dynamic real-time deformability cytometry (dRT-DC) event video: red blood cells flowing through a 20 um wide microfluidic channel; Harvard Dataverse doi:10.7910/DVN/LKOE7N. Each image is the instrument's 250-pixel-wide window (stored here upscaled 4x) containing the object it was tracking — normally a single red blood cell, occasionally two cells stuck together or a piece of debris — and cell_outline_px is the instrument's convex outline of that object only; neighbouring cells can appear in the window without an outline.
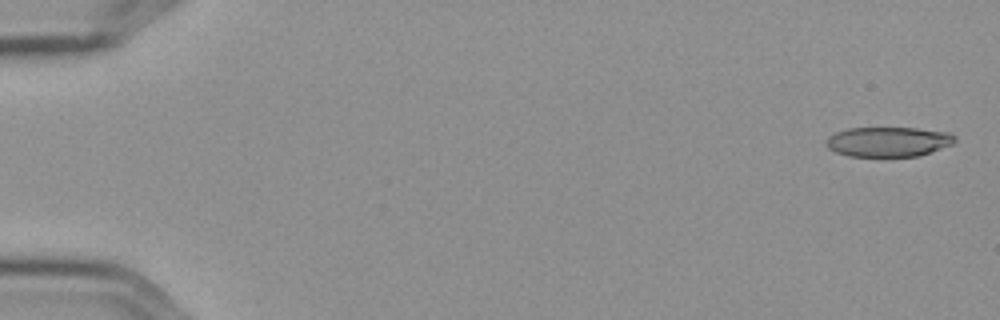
{"species": "Egyptian fruit bat (a non-hibernating species)", "species_latin": "Rousettus aegyptiacus", "temperature_condition": "cold", "stored_images_in_passage": 6, "camera_frame_rate_fps": 3000, "um_per_image_px": 0.085, "frame": {"image": 1, "passage_image": 1, "time_ms": 0.0, "image_size_px": [1000, 320], "cell_outline_px": [[956, 140], [952, 144], [920, 156], [848, 156], [836, 152], [828, 148], [824, 144], [828, 136], [836, 132], [848, 128], [916, 128], [948, 132], [956, 136]], "centroid_in_image_um": [75.49, 12.04], "position_along_channel_um": 9.5, "area_um2": 22.43}}
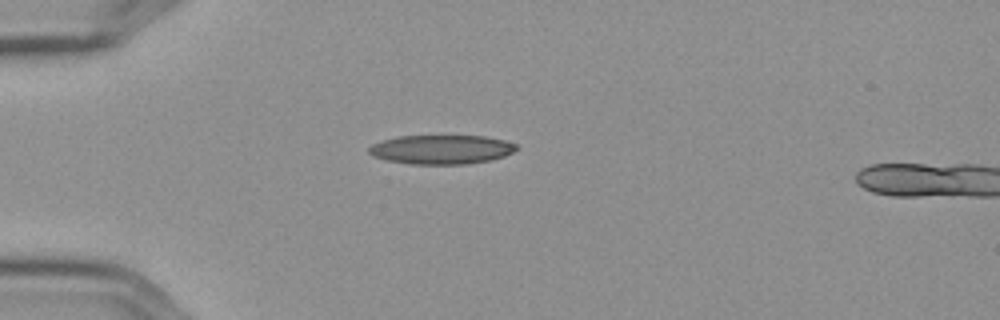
{"frame": {"image": 2, "passage_image": 5, "time_ms": 1.333, "image_size_px": [1000, 320], "cell_outline_px": [[520, 148], [504, 156], [488, 160], [468, 164], [412, 164], [388, 160], [372, 156], [368, 152], [368, 148], [372, 144], [396, 136], [484, 136], [504, 140], [516, 144]], "centroid_in_image_um": [37.52, 12.7], "position_along_channel_um": 47.5, "area_um2": 24.97}}